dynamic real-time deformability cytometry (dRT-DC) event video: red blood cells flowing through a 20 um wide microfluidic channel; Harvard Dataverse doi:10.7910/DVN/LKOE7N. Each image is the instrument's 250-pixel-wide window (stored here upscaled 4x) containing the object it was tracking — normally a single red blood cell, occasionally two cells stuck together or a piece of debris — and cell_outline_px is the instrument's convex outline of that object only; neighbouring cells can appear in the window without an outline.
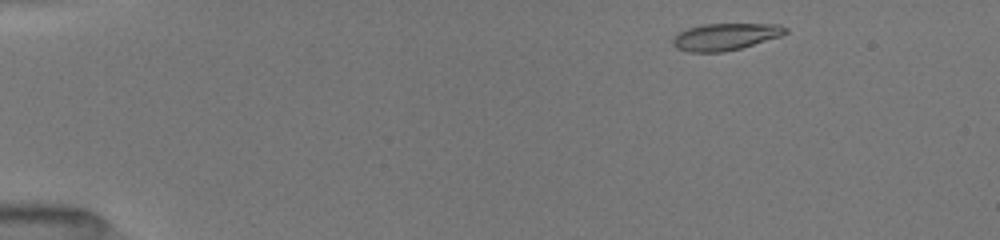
{"species": "common noctule bat (a hibernating species)", "species_latin": "Nyctalus noctula", "temperature_condition": "room temperature", "stored_images_in_passage": 7, "camera_frame_rate_fps": 3000, "um_per_image_px": 0.085, "animal": {"sex": "female", "body_mass_g": 19.5, "forearm_length_mm": 54.1}, "frame": {"image": 1, "passage_image": 1, "time_ms": 0.0, "image_size_px": [1000, 240], "cell_outline_px": [[788, 32], [780, 36], [740, 48], [724, 52], [688, 52], [676, 48], [672, 44], [672, 40], [676, 32], [688, 28], [704, 24], [780, 24], [788, 28]], "centroid_in_image_um": [61.62, 3.12], "position_along_channel_um": 23.4, "area_um2": 17.74}}
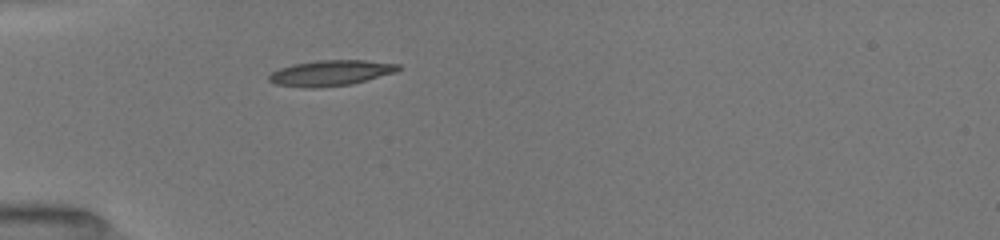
{"frame": {"image": 2, "passage_image": 5, "time_ms": 3.0, "image_size_px": [1000, 240], "cell_outline_px": [[400, 68], [396, 72], [352, 84], [316, 88], [304, 88], [276, 84], [268, 80], [268, 76], [272, 72], [280, 68], [292, 64], [320, 60], [364, 60], [400, 64]], "centroid_in_image_um": [28.1, 6.2], "position_along_channel_um": 56.9, "area_um2": 19.31}}
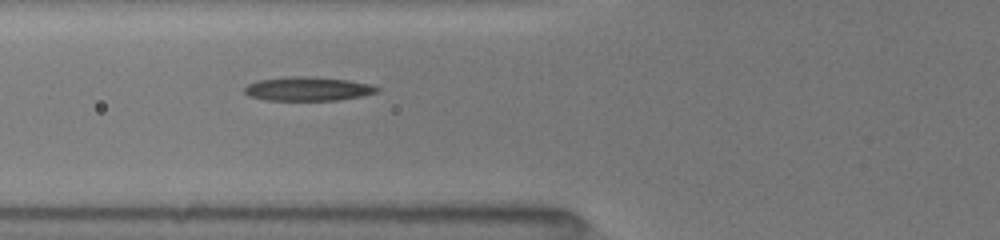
{"frame": {"image": 3, "passage_image": 7, "time_ms": 4.333, "image_size_px": [1000, 240], "cell_outline_px": [[380, 88], [376, 92], [360, 96], [340, 100], [264, 100], [248, 96], [244, 92], [244, 88], [248, 84], [256, 80], [288, 76], [312, 76], [348, 80], [372, 84]], "centroid_in_image_um": [26.13, 7.54], "position_along_channel_um": 99.7, "area_um2": 18.67}}